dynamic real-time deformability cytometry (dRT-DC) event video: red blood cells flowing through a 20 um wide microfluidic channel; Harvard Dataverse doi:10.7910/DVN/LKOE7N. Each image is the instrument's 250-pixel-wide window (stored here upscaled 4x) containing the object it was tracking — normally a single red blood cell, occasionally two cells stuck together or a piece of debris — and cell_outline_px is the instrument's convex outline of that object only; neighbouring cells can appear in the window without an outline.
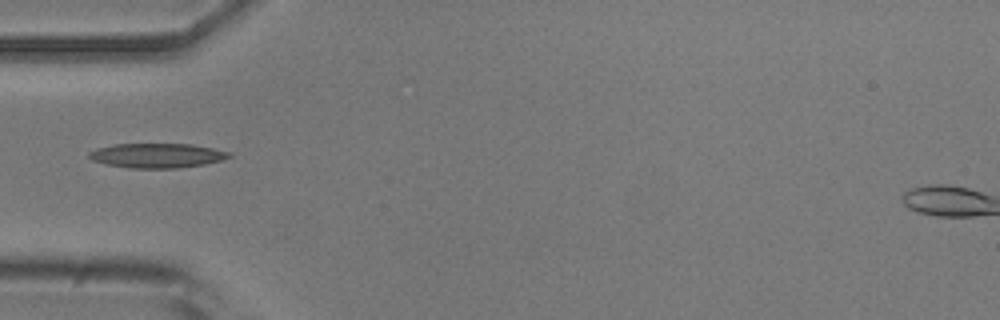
{"species": "common noctule bat (a hibernating species)", "species_latin": "Nyctalus noctula", "temperature_condition": "room temperature", "stored_images_in_passage": 37, "camera_frame_rate_fps": 3000, "um_per_image_px": 0.085, "animal": {"sex": "male", "body_mass_g": 20.5, "forearm_length_mm": 52.5}, "frame": {"image": 1, "passage_image": 1, "time_ms": 0.0, "image_size_px": [1000, 320], "cell_outline_px": [[232, 156], [220, 160], [204, 164], [180, 168], [128, 168], [108, 164], [92, 160], [88, 156], [88, 152], [96, 148], [116, 144], [192, 144], [232, 152]], "centroid_in_image_um": [13.35, 13.22], "position_along_channel_um": 71.6, "area_um2": 20.0}}
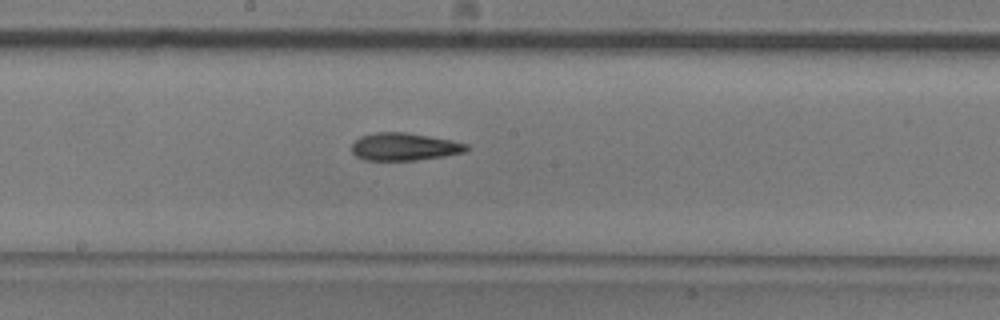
{"frame": {"image": 2, "passage_image": 12, "time_ms": 3.667, "image_size_px": [1000, 320], "cell_outline_px": [[468, 148], [464, 152], [444, 156], [416, 160], [364, 160], [356, 156], [352, 152], [352, 144], [360, 136], [376, 132], [408, 132], [452, 140], [468, 144]], "centroid_in_image_um": [34.36, 12.46], "position_along_channel_um": 213.8, "area_um2": 18.5}}
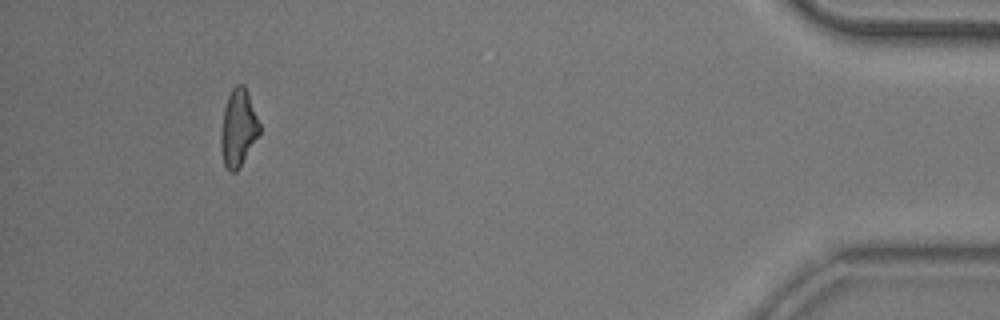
{"frame": {"image": 3, "passage_image": 33, "time_ms": 10.667, "image_size_px": [1000, 320], "cell_outline_px": [[260, 132], [240, 168], [236, 172], [228, 172], [224, 164], [220, 148], [220, 132], [224, 108], [228, 96], [232, 88], [236, 84], [244, 84], [248, 92], [260, 124]], "centroid_in_image_um": [20.24, 10.89], "position_along_channel_um": 415.0, "area_um2": 17.57}}